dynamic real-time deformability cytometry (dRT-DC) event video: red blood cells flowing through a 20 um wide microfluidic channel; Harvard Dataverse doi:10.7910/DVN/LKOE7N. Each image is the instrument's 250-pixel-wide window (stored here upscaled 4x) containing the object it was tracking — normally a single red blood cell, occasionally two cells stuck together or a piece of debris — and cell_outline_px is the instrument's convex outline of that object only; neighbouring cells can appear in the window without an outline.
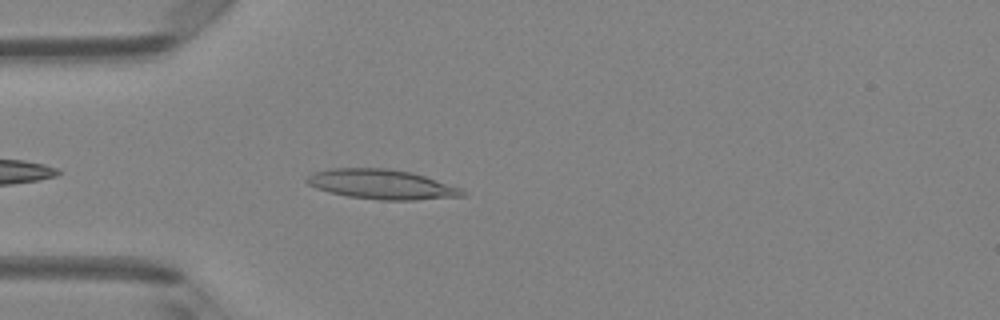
{"species": "Egyptian fruit bat (a non-hibernating species)", "species_latin": "Rousettus aegyptiacus", "temperature_condition": "room temperature", "stored_images_in_passage": 11, "camera_frame_rate_fps": 3000, "um_per_image_px": 0.085, "animal": {"sex": "female"}, "frame": {"image": 1, "passage_image": 4, "time_ms": 1.0, "image_size_px": [1000, 320], "cell_outline_px": [[468, 196], [416, 200], [380, 200], [348, 196], [328, 192], [316, 188], [308, 184], [304, 180], [308, 176], [316, 172], [328, 168], [388, 168], [412, 172], [460, 188], [468, 192]], "centroid_in_image_um": [32.46, 15.67], "position_along_channel_um": 52.5, "area_um2": 27.05}}
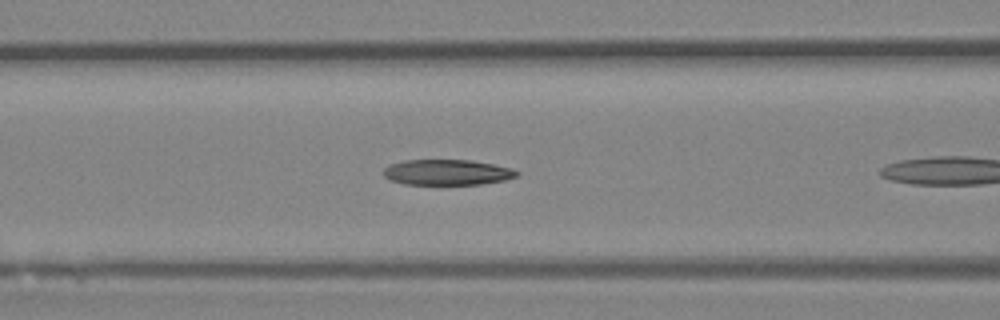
{"frame": {"image": 2, "passage_image": 7, "time_ms": 2.0, "image_size_px": [1000, 320], "cell_outline_px": [[520, 176], [504, 180], [480, 184], [404, 184], [388, 180], [384, 176], [384, 168], [388, 164], [404, 160], [472, 160], [512, 168], [520, 172]], "centroid_in_image_um": [38.0, 14.64], "position_along_channel_um": 128.6, "area_um2": 20.0}}
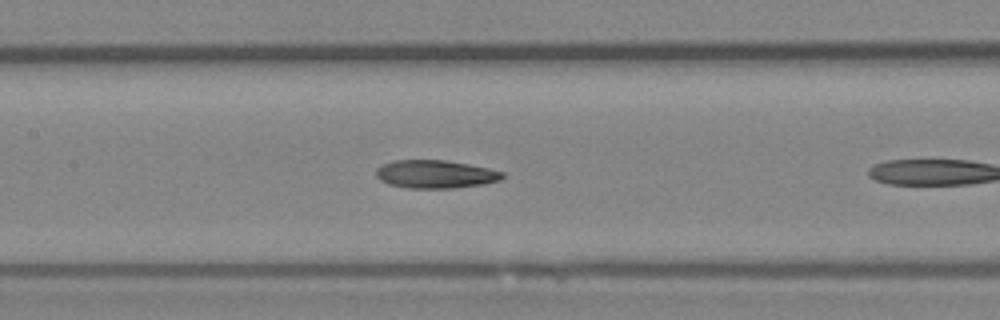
{"frame": {"image": 3, "passage_image": 10, "time_ms": 3.0, "image_size_px": [1000, 320], "cell_outline_px": [[504, 176], [500, 180], [484, 184], [452, 188], [408, 188], [388, 184], [380, 180], [376, 176], [376, 168], [380, 164], [392, 160], [444, 160], [468, 164], [488, 168], [504, 172]], "centroid_in_image_um": [36.97, 14.8], "position_along_channel_um": 170.4, "area_um2": 20.81}}